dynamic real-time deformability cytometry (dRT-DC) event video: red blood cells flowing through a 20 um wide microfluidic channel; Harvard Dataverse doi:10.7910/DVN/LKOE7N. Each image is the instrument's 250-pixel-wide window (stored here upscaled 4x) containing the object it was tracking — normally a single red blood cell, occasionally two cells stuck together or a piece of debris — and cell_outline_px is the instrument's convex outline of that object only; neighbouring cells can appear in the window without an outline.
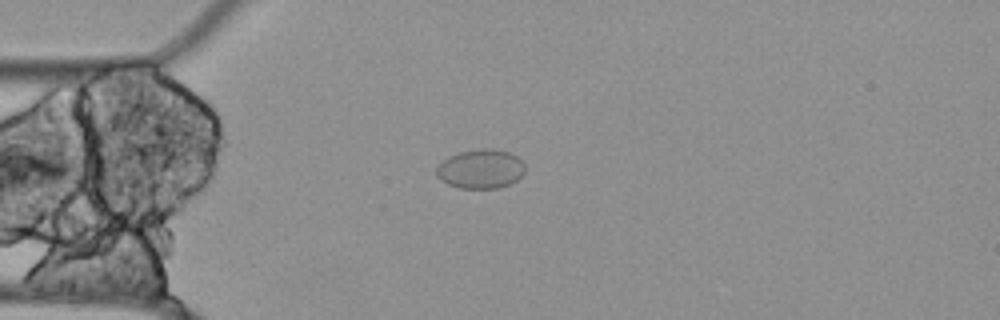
{"species": "Egyptian fruit bat (a non-hibernating species)", "species_latin": "Rousettus aegyptiacus", "temperature_condition": "cold", "stored_images_in_passage": 43, "segment_of_instrument_passage": [1, 3], "camera_frame_rate_fps": 3000, "um_per_image_px": 0.085, "animal": {"sex": "female"}, "frame": {"image": 1, "passage_image": 1, "time_ms": 0.0, "image_size_px": [1000, 320], "cell_outline_px": [[524, 172], [516, 180], [508, 184], [496, 188], [460, 188], [448, 184], [440, 180], [436, 176], [436, 168], [448, 156], [460, 152], [480, 148], [492, 148], [508, 152], [516, 156], [524, 164]], "centroid_in_image_um": [40.83, 14.35], "position_along_channel_um": 44.2, "area_um2": 20.11}}